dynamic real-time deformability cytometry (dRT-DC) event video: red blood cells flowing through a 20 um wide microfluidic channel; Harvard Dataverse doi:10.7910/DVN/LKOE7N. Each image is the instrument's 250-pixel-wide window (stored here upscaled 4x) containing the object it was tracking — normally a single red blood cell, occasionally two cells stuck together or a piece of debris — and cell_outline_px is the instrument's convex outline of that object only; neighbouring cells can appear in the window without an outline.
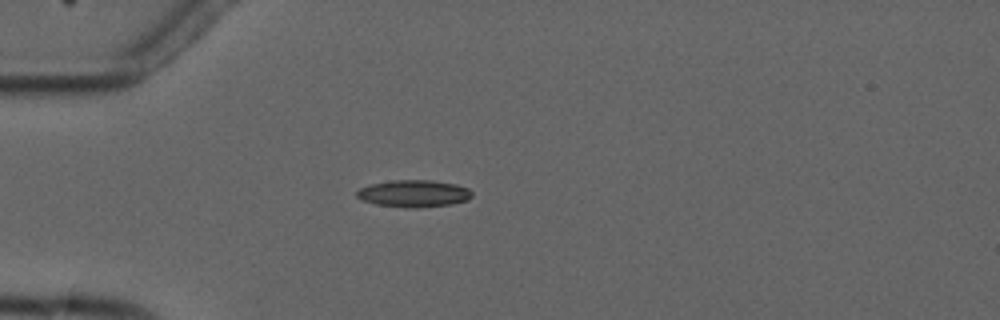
{"species": "common noctule bat (a hibernating species)", "species_latin": "Nyctalus noctula", "temperature_condition": "cold", "stored_images_in_passage": 2, "camera_frame_rate_fps": 3000, "um_per_image_px": 0.085, "animal": {"sex": "male", "forearm_length_mm": 52.5}, "frame": {"image": 1, "passage_image": 1, "time_ms": 0.0, "image_size_px": [1000, 320], "cell_outline_px": [[472, 196], [468, 200], [452, 204], [420, 208], [404, 208], [376, 204], [364, 200], [356, 196], [356, 192], [360, 188], [372, 184], [392, 180], [432, 180], [456, 184], [468, 188], [472, 192]], "centroid_in_image_um": [35.21, 16.46], "position_along_channel_um": 49.8, "area_um2": 18.26}}